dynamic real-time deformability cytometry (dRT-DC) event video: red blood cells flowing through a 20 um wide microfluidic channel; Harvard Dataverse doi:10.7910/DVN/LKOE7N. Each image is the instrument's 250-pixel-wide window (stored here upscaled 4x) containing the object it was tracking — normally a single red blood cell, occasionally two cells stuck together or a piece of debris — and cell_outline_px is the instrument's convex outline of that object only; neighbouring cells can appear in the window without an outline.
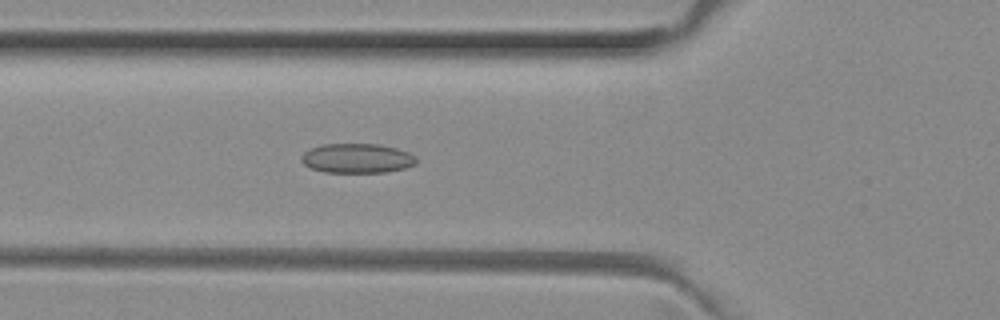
{"species": "common noctule bat (a hibernating species)", "species_latin": "Nyctalus noctula", "temperature_condition": "room temperature", "stored_images_in_passage": 48, "camera_frame_rate_fps": 3000, "um_per_image_px": 0.085, "animal": {"sex": "female", "body_mass_g": 29.2, "forearm_length_mm": 56.3}, "frame": {"image": 1, "passage_image": 15, "time_ms": 4.667, "image_size_px": [1000, 320], "cell_outline_px": [[416, 164], [404, 168], [384, 172], [324, 172], [312, 168], [304, 164], [300, 160], [300, 156], [308, 148], [324, 144], [376, 144], [396, 148], [408, 152], [416, 156]], "centroid_in_image_um": [30.32, 13.45], "position_along_channel_um": 95.5, "area_um2": 19.77}}
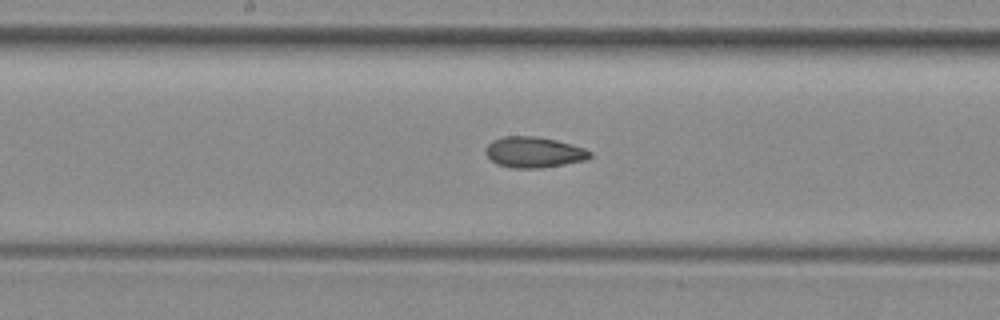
{"frame": {"image": 2, "passage_image": 23, "time_ms": 7.333, "image_size_px": [1000, 320], "cell_outline_px": [[592, 156], [588, 160], [540, 168], [512, 168], [496, 164], [484, 152], [488, 144], [492, 140], [504, 136], [536, 136], [556, 140], [572, 144], [584, 148], [592, 152]], "centroid_in_image_um": [45.39, 12.94], "position_along_channel_um": 202.8, "area_um2": 18.84}}
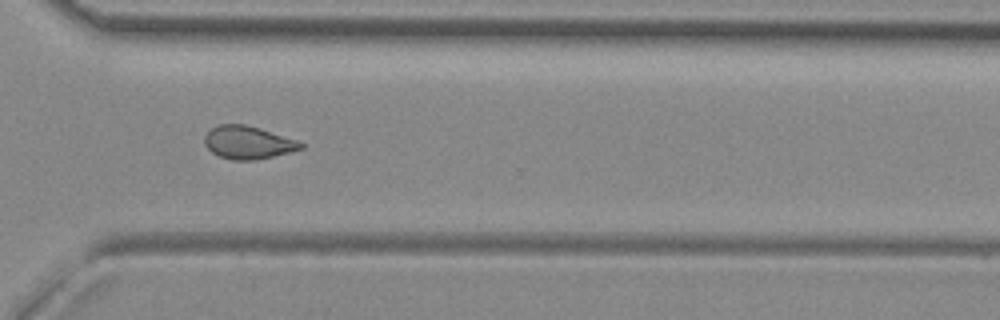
{"frame": {"image": 3, "passage_image": 34, "time_ms": 11.0, "image_size_px": [1000, 320], "cell_outline_px": [[304, 148], [256, 160], [232, 160], [220, 156], [212, 152], [204, 144], [204, 136], [212, 128], [220, 124], [244, 124], [260, 128], [300, 140], [304, 144]], "centroid_in_image_um": [21.1, 12.1], "position_along_channel_um": 349.5, "area_um2": 18.5}, "authors_computed_cell_mechanics": {"area_um2": 18.9295, "velocity_mm_per_s": 4.0109, "shape_relaxation_time_tau1_ms": null, "shape_relaxation_time_tau2_ms": 2.0706, "deformation_change_tau1": null, "deformation_change_tau2": 0.07}}